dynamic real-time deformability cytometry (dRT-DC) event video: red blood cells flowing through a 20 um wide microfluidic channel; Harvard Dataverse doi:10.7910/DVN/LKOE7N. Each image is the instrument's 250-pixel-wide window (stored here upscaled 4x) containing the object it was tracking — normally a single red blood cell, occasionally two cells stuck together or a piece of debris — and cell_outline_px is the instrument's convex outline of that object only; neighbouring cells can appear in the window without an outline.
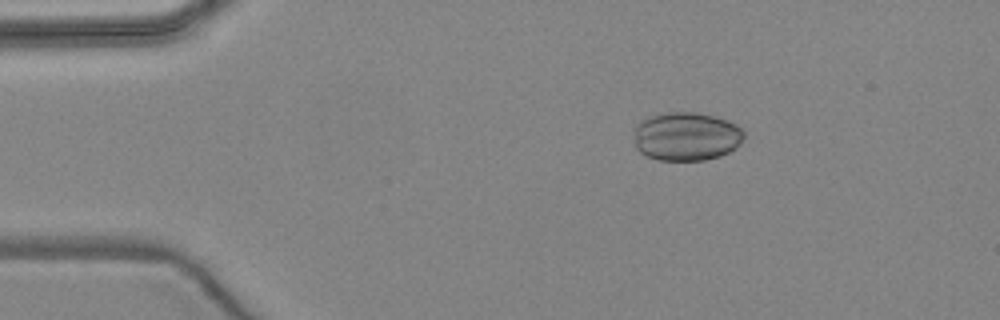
{"species": "common noctule bat (a hibernating species)", "species_latin": "Nyctalus noctula", "temperature_condition": "warm", "stored_images_in_passage": 5, "camera_frame_rate_fps": 3000, "um_per_image_px": 0.085, "animal": {"sex": "female", "body_mass_g": 24.6, "forearm_length_mm": 56.2}, "frame": {"image": 1, "passage_image": 1, "time_ms": 0.0, "image_size_px": [1000, 320], "cell_outline_px": [[744, 136], [740, 144], [736, 148], [720, 156], [704, 160], [660, 160], [648, 156], [640, 152], [636, 148], [636, 124], [640, 120], [652, 116], [668, 112], [696, 112], [716, 116], [728, 120], [736, 124], [744, 132]], "centroid_in_image_um": [58.37, 11.59], "position_along_channel_um": 26.6, "area_um2": 31.15}}
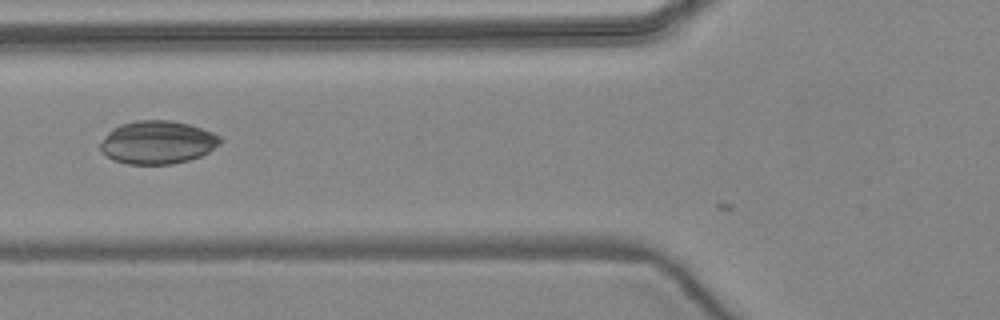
{"frame": {"image": 2, "passage_image": 4, "time_ms": 3.667, "image_size_px": [1000, 320], "cell_outline_px": [[220, 144], [208, 152], [200, 156], [188, 160], [172, 164], [128, 164], [112, 160], [100, 148], [100, 144], [104, 136], [112, 128], [120, 124], [136, 120], [172, 120], [188, 124], [212, 132], [220, 136]], "centroid_in_image_um": [13.37, 12.09], "position_along_channel_um": 112.4, "area_um2": 30.06}}